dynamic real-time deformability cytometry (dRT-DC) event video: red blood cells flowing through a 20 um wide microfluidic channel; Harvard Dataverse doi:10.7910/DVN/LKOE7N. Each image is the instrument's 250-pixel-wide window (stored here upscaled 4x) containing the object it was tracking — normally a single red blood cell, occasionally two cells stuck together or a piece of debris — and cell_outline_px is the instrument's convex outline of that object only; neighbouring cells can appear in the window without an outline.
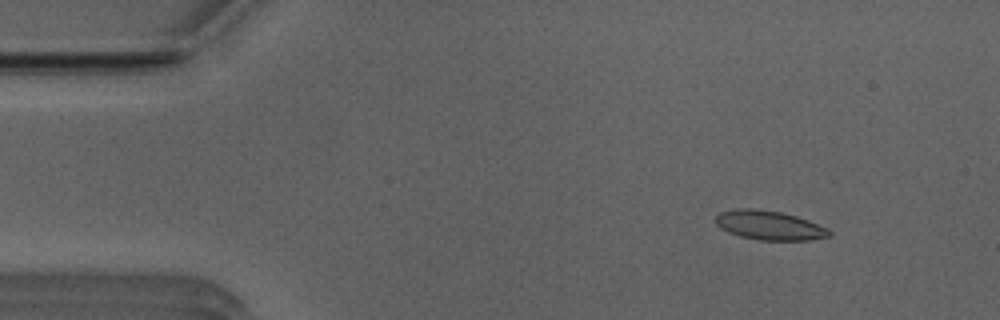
{"species": "Egyptian fruit bat (a non-hibernating species)", "species_latin": "Rousettus aegyptiacus", "temperature_condition": "room temperature", "stored_images_in_passage": 51, "camera_frame_rate_fps": 3000, "um_per_image_px": 0.085, "animal": {"sex": "male"}, "frame": {"image": 1, "passage_image": 5, "time_ms": 1.333, "image_size_px": [1000, 320], "cell_outline_px": [[832, 236], [808, 240], [760, 240], [740, 236], [728, 232], [720, 228], [716, 224], [716, 216], [720, 212], [736, 208], [748, 208], [780, 212], [796, 216], [808, 220], [828, 228], [832, 232]], "centroid_in_image_um": [65.4, 19.16], "position_along_channel_um": 19.6, "area_um2": 19.31}}
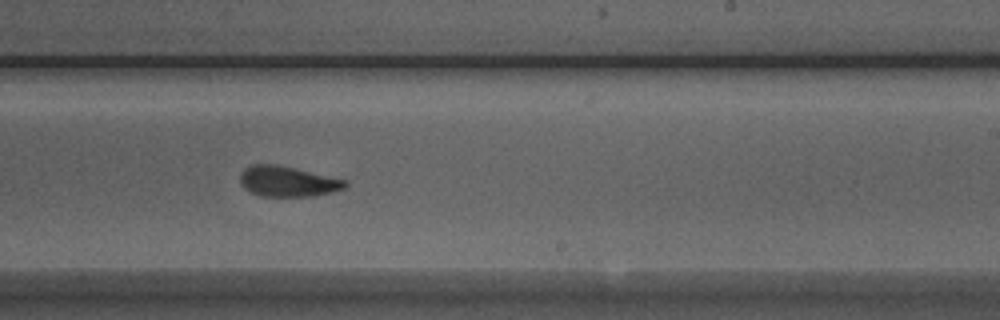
{"frame": {"image": 2, "passage_image": 30, "time_ms": 9.667, "image_size_px": [1000, 320], "cell_outline_px": [[348, 184], [344, 188], [332, 192], [312, 196], [260, 196], [244, 188], [240, 184], [240, 172], [244, 168], [252, 164], [276, 164], [296, 168], [344, 180]], "centroid_in_image_um": [24.4, 15.41], "position_along_channel_um": 264.6, "area_um2": 18.55}}
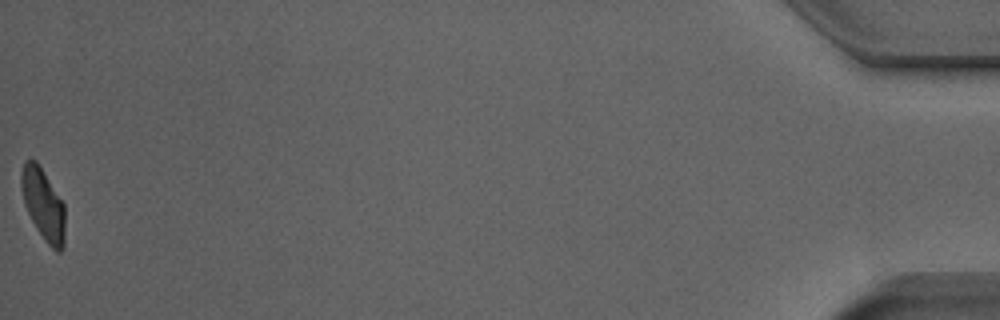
{"frame": {"image": 3, "passage_image": 51, "time_ms": 16.667, "image_size_px": [1000, 320], "cell_outline_px": [[64, 248], [60, 252], [56, 252], [48, 244], [36, 228], [24, 204], [20, 188], [20, 172], [24, 160], [36, 160], [64, 204]], "centroid_in_image_um": [3.65, 17.36], "position_along_channel_um": 431.5, "area_um2": 18.21}, "authors_computed_cell_mechanics": {"area_um2": 18.9006, "velocity_mm_per_s": 3.9227, "shape_relaxation_time_tau1_ms": 4.8226, "shape_relaxation_time_tau2_ms": 1.3985, "deformation_change_tau1": 0.166, "deformation_change_tau2": 0.0871}}